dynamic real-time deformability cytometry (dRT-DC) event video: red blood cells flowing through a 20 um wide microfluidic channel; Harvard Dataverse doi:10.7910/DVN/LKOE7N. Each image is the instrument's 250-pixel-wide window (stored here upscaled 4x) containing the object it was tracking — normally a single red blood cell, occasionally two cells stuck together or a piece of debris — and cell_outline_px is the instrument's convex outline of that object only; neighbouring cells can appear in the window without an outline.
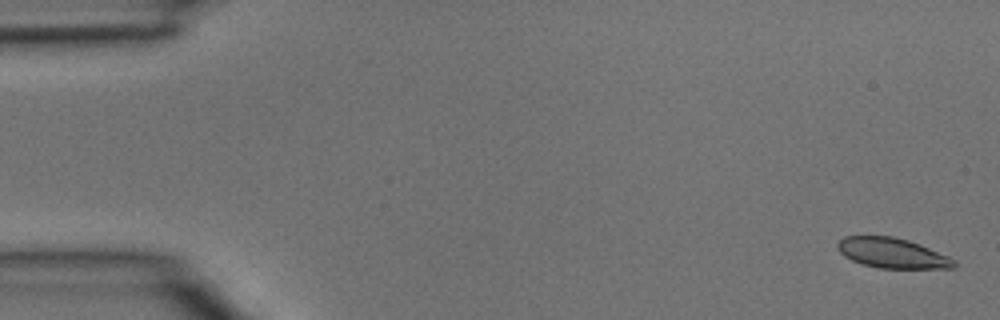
{"species": "common noctule bat (a hibernating species)", "species_latin": "Nyctalus noctula", "temperature_condition": "room temperature", "stored_images_in_passage": 4, "camera_frame_rate_fps": 3000, "um_per_image_px": 0.085, "animal": {"sex": "male", "body_mass_g": 15.6}, "frame": {"image": 1, "passage_image": 1, "time_ms": 0.0, "image_size_px": [1000, 320], "cell_outline_px": [[956, 268], [880, 268], [864, 264], [852, 260], [844, 256], [836, 248], [836, 244], [844, 236], [892, 236], [908, 240], [920, 244], [948, 256], [956, 260]], "centroid_in_image_um": [75.84, 21.5], "position_along_channel_um": 9.2, "area_um2": 20.4}}
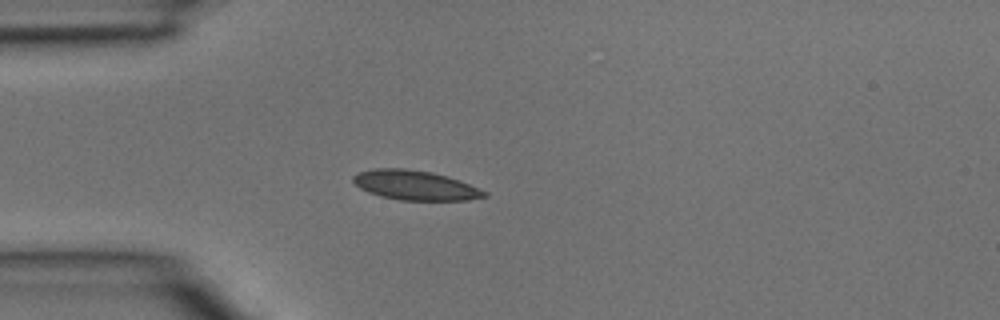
{"frame": {"image": 2, "passage_image": 4, "time_ms": 1.0, "image_size_px": [1000, 320], "cell_outline_px": [[488, 196], [468, 200], [400, 200], [380, 196], [368, 192], [360, 188], [352, 180], [352, 176], [360, 172], [376, 168], [404, 168], [432, 172], [448, 176], [460, 180], [488, 192]], "centroid_in_image_um": [35.31, 15.74], "position_along_channel_um": 49.7, "area_um2": 22.66}}